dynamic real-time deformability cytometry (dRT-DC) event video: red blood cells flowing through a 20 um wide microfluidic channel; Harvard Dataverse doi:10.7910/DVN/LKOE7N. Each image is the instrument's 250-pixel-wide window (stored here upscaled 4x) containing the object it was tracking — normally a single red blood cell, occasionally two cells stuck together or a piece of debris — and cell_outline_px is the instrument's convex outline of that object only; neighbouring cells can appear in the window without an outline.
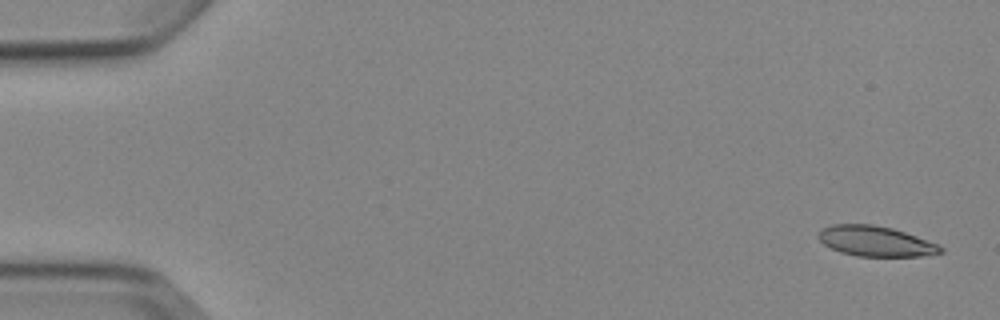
{"species": "Egyptian fruit bat (a non-hibernating species)", "species_latin": "Rousettus aegyptiacus", "temperature_condition": "cold", "stored_images_in_passage": 4, "camera_frame_rate_fps": 3000, "um_per_image_px": 0.085, "animal": {"sex": "female"}, "frame": {"image": 1, "passage_image": 1, "time_ms": 0.0, "image_size_px": [1000, 320], "cell_outline_px": [[944, 252], [920, 256], [856, 256], [840, 252], [824, 244], [816, 236], [824, 228], [832, 224], [872, 224], [892, 228], [916, 236], [936, 244], [944, 248]], "centroid_in_image_um": [74.41, 20.5], "position_along_channel_um": 10.6, "area_um2": 21.33}}
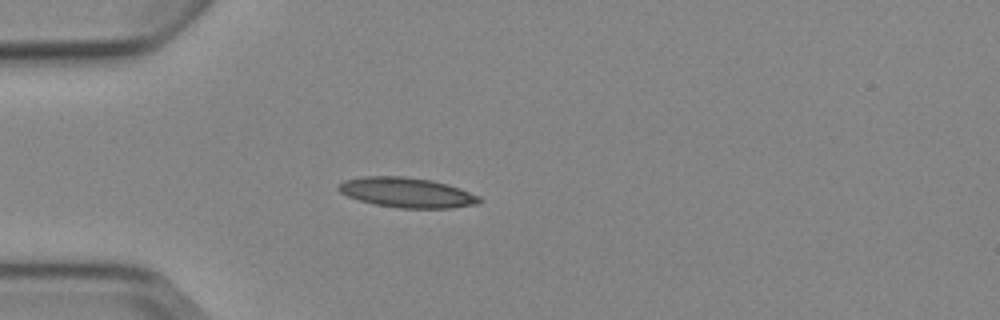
{"frame": {"image": 2, "passage_image": 4, "time_ms": 4.333, "image_size_px": [1000, 320], "cell_outline_px": [[480, 200], [476, 204], [452, 208], [400, 208], [376, 204], [360, 200], [348, 196], [340, 192], [336, 188], [344, 180], [364, 176], [404, 176], [432, 180], [448, 184], [460, 188], [480, 196]], "centroid_in_image_um": [34.59, 16.36], "position_along_channel_um": 50.4, "area_um2": 24.51}}